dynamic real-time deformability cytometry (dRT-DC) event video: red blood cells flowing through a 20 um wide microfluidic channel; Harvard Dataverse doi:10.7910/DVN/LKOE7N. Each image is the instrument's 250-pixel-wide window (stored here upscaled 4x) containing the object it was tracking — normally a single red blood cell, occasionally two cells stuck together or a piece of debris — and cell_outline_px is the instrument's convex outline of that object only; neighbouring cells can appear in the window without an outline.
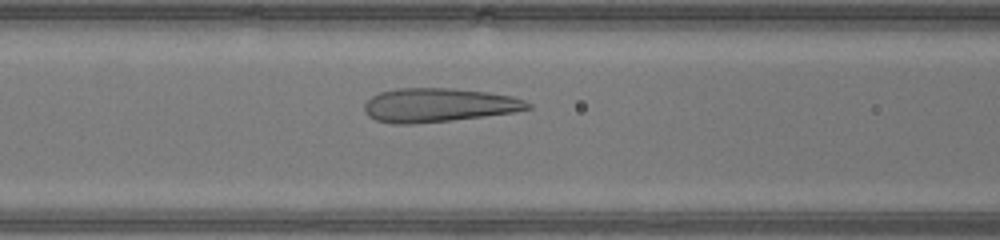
{"species": "human", "species_latin": "Homo sapiens", "temperature_condition": "warm", "stored_images_in_passage": 43, "camera_frame_rate_fps": 3000, "um_per_image_px": 0.085, "donor": {"sex": "male"}, "frame": {"image": 1, "passage_image": 15, "time_ms": 4.667, "image_size_px": [1000, 240], "cell_outline_px": [[532, 108], [512, 112], [484, 116], [452, 120], [412, 124], [392, 124], [376, 120], [368, 116], [364, 112], [364, 104], [372, 96], [380, 92], [396, 88], [452, 88], [488, 92], [512, 96], [524, 100], [532, 104]], "centroid_in_image_um": [37.26, 8.93], "position_along_channel_um": 129.3, "area_um2": 32.31}}
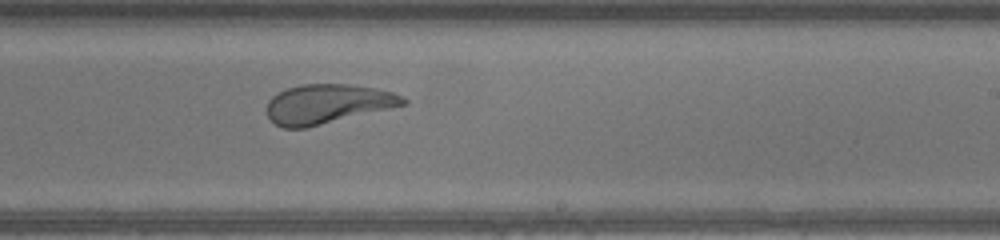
{"frame": {"image": 2, "passage_image": 24, "time_ms": 7.667, "image_size_px": [1000, 240], "cell_outline_px": [[408, 104], [304, 128], [284, 128], [276, 124], [268, 116], [268, 100], [272, 96], [288, 88], [300, 84], [352, 84], [392, 92], [408, 100]], "centroid_in_image_um": [27.84, 8.83], "position_along_channel_um": 261.2, "area_um2": 30.87}}
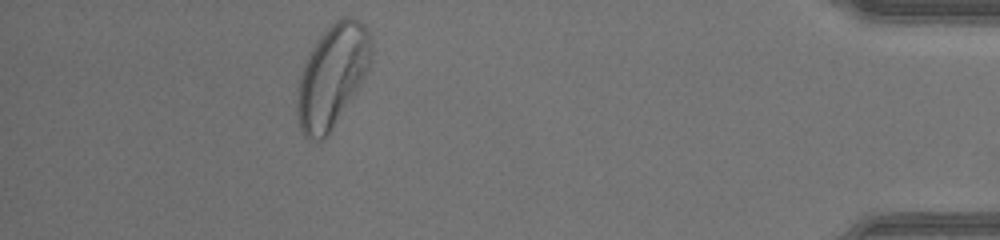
{"frame": {"image": 3, "passage_image": 38, "time_ms": 12.333, "image_size_px": [1000, 240], "cell_outline_px": [[372, 52], [368, 68], [360, 84], [324, 140], [308, 140], [304, 136], [300, 128], [296, 116], [296, 104], [300, 72], [308, 52], [316, 40], [336, 20], [344, 16], [352, 16], [364, 24], [368, 28], [372, 40]], "centroid_in_image_um": [28.21, 6.43], "position_along_channel_um": 407.0, "area_um2": 44.22}, "authors_computed_cell_mechanics": {"area_um2": 34.2176, "velocity_mm_per_s": 4.3916, "shape_relaxation_time_tau1_ms": 5.0998, "shape_relaxation_time_tau2_ms": 0.7072, "deformation_change_tau1": 0.2448, "deformation_change_tau2": 0.08}}